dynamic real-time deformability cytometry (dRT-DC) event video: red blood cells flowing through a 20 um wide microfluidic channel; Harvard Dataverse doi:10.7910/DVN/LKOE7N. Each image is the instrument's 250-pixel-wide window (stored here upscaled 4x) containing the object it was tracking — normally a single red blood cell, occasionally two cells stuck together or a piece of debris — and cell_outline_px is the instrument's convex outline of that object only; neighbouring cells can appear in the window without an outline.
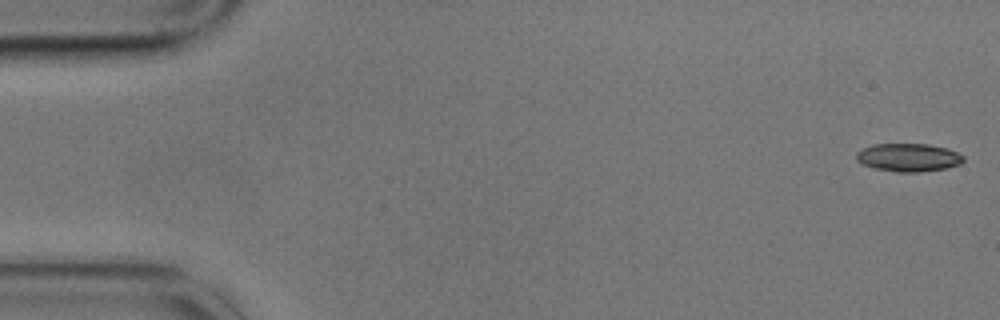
{"species": "common noctule bat (a hibernating species)", "species_latin": "Nyctalus noctula", "temperature_condition": "cold", "stored_images_in_passage": 3, "camera_frame_rate_fps": 3000, "um_per_image_px": 0.085, "animal": {"sex": "male", "body_mass_g": 17.9}, "frame": {"image": 1, "passage_image": 3, "time_ms": 0.667, "image_size_px": [1000, 320], "cell_outline_px": [[964, 160], [960, 164], [944, 168], [920, 172], [896, 172], [876, 168], [864, 164], [856, 160], [856, 152], [872, 144], [928, 144], [948, 148], [964, 156]], "centroid_in_image_um": [77.22, 13.38], "position_along_channel_um": 7.8, "area_um2": 17.46}}